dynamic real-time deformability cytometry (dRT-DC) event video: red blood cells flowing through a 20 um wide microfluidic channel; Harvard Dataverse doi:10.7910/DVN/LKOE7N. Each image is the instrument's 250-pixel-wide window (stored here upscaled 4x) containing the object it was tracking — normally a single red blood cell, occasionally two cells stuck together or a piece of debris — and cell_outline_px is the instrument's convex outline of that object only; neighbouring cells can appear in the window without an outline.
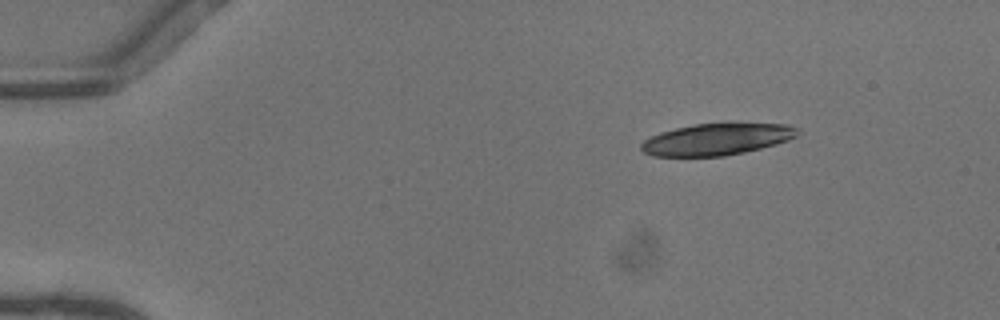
{"species": "common noctule bat (a hibernating species)", "species_latin": "Nyctalus noctula", "temperature_condition": "warm", "stored_images_in_passage": 13, "camera_frame_rate_fps": 3000, "um_per_image_px": 0.085, "animal": {"sex": "female"}, "frame": {"image": 1, "passage_image": 1, "time_ms": 0.0, "image_size_px": [1000, 320], "cell_outline_px": [[800, 132], [796, 136], [788, 140], [776, 144], [744, 152], [724, 156], [652, 156], [644, 152], [640, 148], [640, 144], [644, 140], [660, 132], [676, 128], [696, 124], [728, 120], [788, 124], [800, 128]], "centroid_in_image_um": [61.01, 11.78], "position_along_channel_um": 24.0, "area_um2": 29.94}}